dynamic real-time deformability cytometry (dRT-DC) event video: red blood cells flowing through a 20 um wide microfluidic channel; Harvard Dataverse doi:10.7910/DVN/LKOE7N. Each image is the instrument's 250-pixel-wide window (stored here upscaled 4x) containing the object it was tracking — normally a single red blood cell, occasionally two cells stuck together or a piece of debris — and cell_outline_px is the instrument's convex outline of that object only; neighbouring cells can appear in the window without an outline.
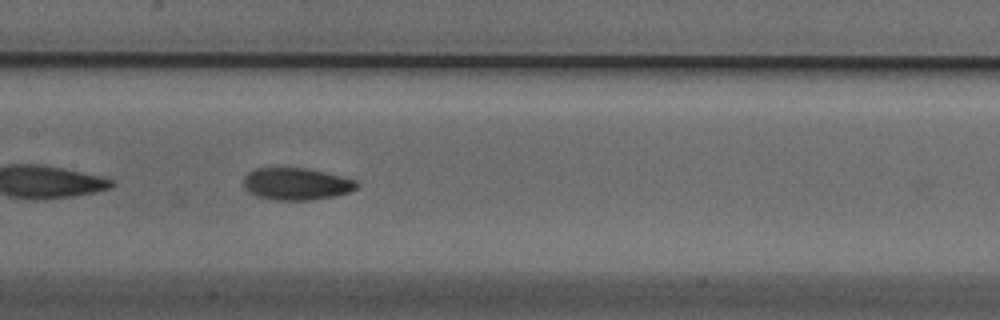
{"species": "Egyptian fruit bat (a non-hibernating species)", "species_latin": "Rousettus aegyptiacus", "temperature_condition": "cold", "stored_images_in_passage": 37, "camera_frame_rate_fps": 3000, "um_per_image_px": 0.085, "animal": {"sex": "male"}, "frame": {"image": 1, "passage_image": 16, "time_ms": 5.0, "image_size_px": [1000, 320], "cell_outline_px": [[360, 184], [356, 188], [348, 192], [336, 196], [312, 200], [276, 200], [256, 196], [244, 184], [244, 176], [248, 172], [256, 168], [308, 168], [356, 180]], "centroid_in_image_um": [25.22, 15.63], "position_along_channel_um": 182.2, "area_um2": 21.04}, "authors_computed_cell_mechanics": {"area_um2": 21.0392, "velocity_mm_per_s": 3.8147, "shape_relaxation_time_tau1_ms": 3.7003, "shape_relaxation_time_tau2_ms": 4.2794, "deformation_change_tau1": 0.1108, "deformation_change_tau2": 0.0861}}